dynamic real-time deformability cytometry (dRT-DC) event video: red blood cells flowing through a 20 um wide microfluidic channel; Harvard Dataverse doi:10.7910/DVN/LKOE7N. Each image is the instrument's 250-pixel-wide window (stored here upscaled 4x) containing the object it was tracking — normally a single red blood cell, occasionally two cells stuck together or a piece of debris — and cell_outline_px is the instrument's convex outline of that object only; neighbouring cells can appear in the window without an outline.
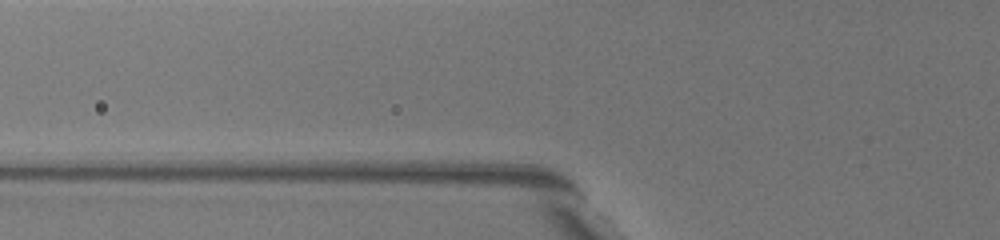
{"species": "common noctule bat (a hibernating species)", "species_latin": "Nyctalus noctula", "temperature_condition": "warm", "stored_images_in_passage": 2, "camera_frame_rate_fps": 3000, "um_per_image_px": 0.085, "animal": {"sex": "female", "body_mass_g": 19.5, "forearm_length_mm": 54.1}, "frame": {"image": 1, "passage_image": 2, "time_ms": 0.333, "image_size_px": [1000, 240], "cell_outline_px": [[664, 212], [652, 212], [596, 164], [588, 148], [596, 144], [604, 144], [620, 148], [664, 208]], "centroid_in_image_um": [53.11, 14.83], "position_along_channel_um": 72.7, "area_um2": 13.24}}